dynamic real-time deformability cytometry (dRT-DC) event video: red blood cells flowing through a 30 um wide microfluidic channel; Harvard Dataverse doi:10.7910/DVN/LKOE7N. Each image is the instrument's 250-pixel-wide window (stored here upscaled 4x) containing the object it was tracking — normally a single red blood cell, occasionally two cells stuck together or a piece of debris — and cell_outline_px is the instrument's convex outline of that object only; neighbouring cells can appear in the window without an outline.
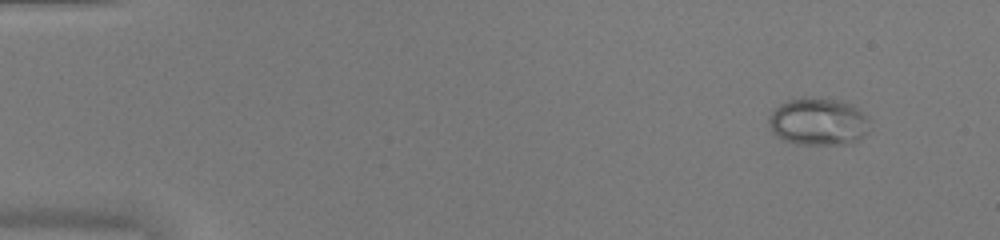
{"species": "common noctule bat (a hibernating species)", "species_latin": "Nyctalus noctula", "temperature_condition": "warm", "stored_images_in_passage": 50, "camera_frame_rate_fps": 3000, "um_per_image_px": 0.085, "animal": {"sex": "female", "body_mass_g": 20.0, "forearm_length_mm": 54.0}, "frame": {"image": 1, "passage_image": 5, "time_ms": 1.333, "image_size_px": [1000, 240], "cell_outline_px": [[868, 132], [860, 140], [852, 144], [796, 144], [784, 140], [776, 136], [772, 132], [768, 124], [768, 116], [780, 104], [788, 100], [804, 96], [820, 96], [840, 100], [852, 104], [868, 116]], "centroid_in_image_um": [69.56, 10.32], "position_along_channel_um": 15.4, "area_um2": 28.61}}
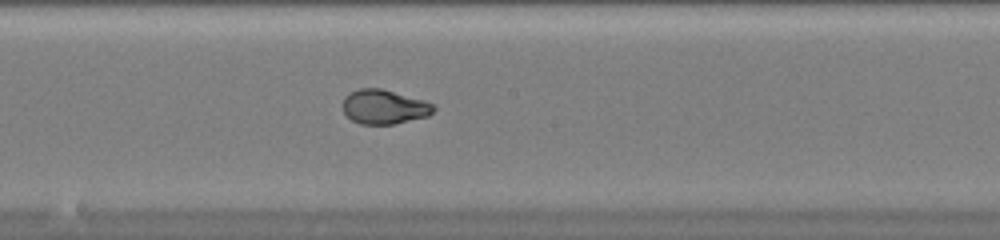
{"frame": {"image": 2, "passage_image": 29, "time_ms": 9.333, "image_size_px": [1000, 240], "cell_outline_px": [[436, 108], [428, 116], [392, 124], [360, 124], [352, 120], [344, 112], [344, 96], [360, 88], [380, 88], [424, 100], [436, 104]], "centroid_in_image_um": [32.68, 9.08], "position_along_channel_um": 215.5, "area_um2": 18.03}}
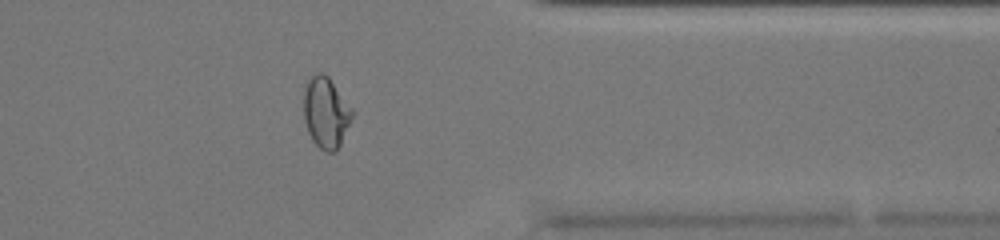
{"frame": {"image": 3, "passage_image": 42, "time_ms": 13.667, "image_size_px": [1000, 240], "cell_outline_px": [[352, 116], [340, 144], [336, 152], [328, 152], [320, 148], [312, 140], [308, 132], [304, 120], [304, 84], [308, 76], [316, 72], [324, 72], [328, 76], [352, 108]], "centroid_in_image_um": [27.66, 9.52], "position_along_channel_um": 383.7, "area_um2": 20.06}, "authors_computed_cell_mechanics": {"area_um2": 20.7213, "velocity_mm_per_s": 4.0921, "shape_relaxation_time_tau1_ms": 5.0352, "shape_relaxation_time_tau2_ms": null, "deformation_change_tau1": 0.2214, "deformation_change_tau2": null}}